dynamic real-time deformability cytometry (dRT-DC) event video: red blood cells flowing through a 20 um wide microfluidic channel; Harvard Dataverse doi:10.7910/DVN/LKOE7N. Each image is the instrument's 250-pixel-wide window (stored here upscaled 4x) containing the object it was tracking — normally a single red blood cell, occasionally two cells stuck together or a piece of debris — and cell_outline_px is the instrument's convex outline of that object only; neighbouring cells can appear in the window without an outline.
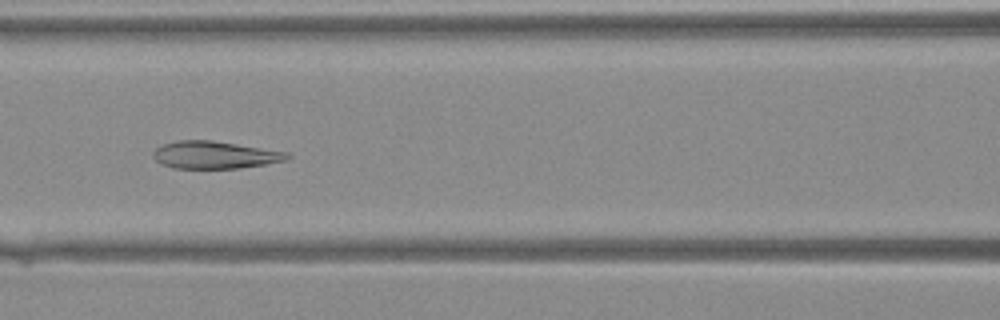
{"species": "Egyptian fruit bat (a non-hibernating species)", "species_latin": "Rousettus aegyptiacus", "temperature_condition": "warm", "stored_images_in_passage": 33, "camera_frame_rate_fps": 3000, "um_per_image_px": 0.085, "animal": {"sex": "female"}, "frame": {"image": 1, "passage_image": 13, "time_ms": 4.0, "image_size_px": [1000, 320], "cell_outline_px": [[292, 156], [284, 160], [264, 164], [240, 168], [172, 168], [156, 160], [152, 156], [152, 152], [156, 148], [164, 144], [176, 140], [212, 140], [288, 152]], "centroid_in_image_um": [18.23, 13.16], "position_along_channel_um": 148.4, "area_um2": 21.27}}
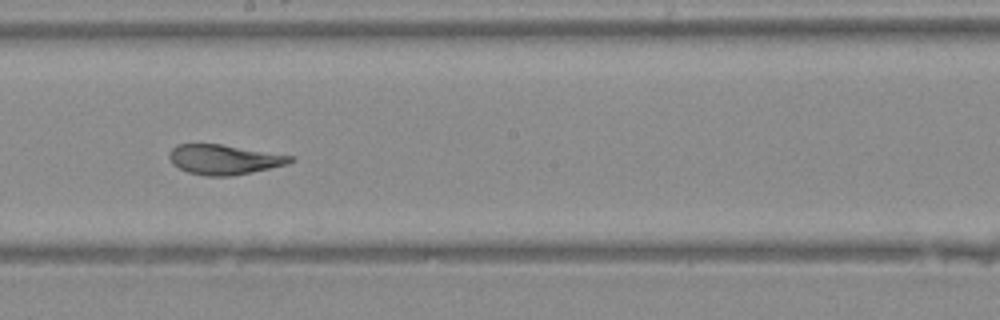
{"frame": {"image": 2, "passage_image": 18, "time_ms": 5.667, "image_size_px": [1000, 320], "cell_outline_px": [[296, 160], [288, 164], [252, 172], [232, 176], [208, 176], [188, 172], [172, 164], [168, 156], [168, 152], [176, 144], [220, 144], [292, 156]], "centroid_in_image_um": [19.02, 13.56], "position_along_channel_um": 229.2, "area_um2": 20.98}}
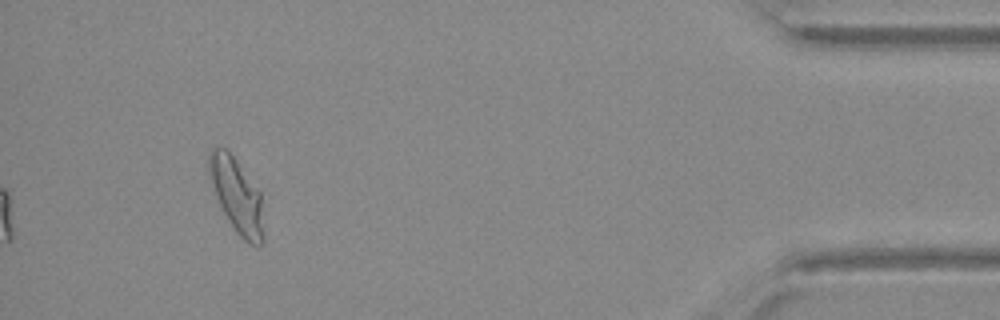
{"frame": {"image": 3, "passage_image": 33, "time_ms": 10.667, "image_size_px": [1000, 320], "cell_outline_px": [[264, 240], [260, 244], [248, 244], [236, 232], [228, 220], [216, 196], [208, 176], [208, 152], [212, 148], [224, 148], [236, 160], [260, 192], [264, 232]], "centroid_in_image_um": [20.11, 16.63], "position_along_channel_um": 415.1, "area_um2": 23.47}}